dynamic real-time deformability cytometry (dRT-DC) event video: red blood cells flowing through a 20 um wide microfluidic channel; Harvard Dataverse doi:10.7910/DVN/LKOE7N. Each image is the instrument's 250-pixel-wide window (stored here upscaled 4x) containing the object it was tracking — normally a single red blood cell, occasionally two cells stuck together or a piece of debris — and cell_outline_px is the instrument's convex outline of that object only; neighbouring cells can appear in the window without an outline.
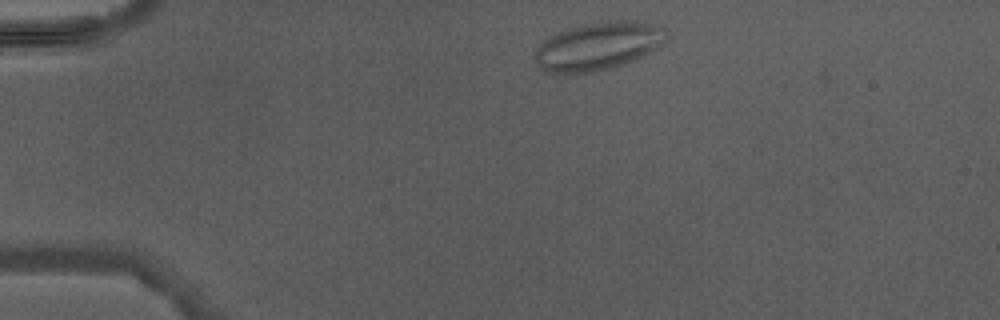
{"species": "Egyptian fruit bat (a non-hibernating species)", "species_latin": "Rousettus aegyptiacus", "temperature_condition": "warm", "stored_images_in_passage": 2, "camera_frame_rate_fps": 3000, "um_per_image_px": 0.085, "animal": {"sex": "male"}, "frame": {"image": 1, "passage_image": 1, "time_ms": 0.0, "image_size_px": [1000, 320], "cell_outline_px": [[668, 28], [664, 40], [656, 48], [644, 56], [636, 60], [612, 68], [592, 72], [544, 72], [536, 64], [536, 48], [548, 36], [568, 28], [580, 24], [600, 20], [636, 20], [660, 24]], "centroid_in_image_um": [50.89, 3.88], "position_along_channel_um": 34.1, "area_um2": 37.28}}